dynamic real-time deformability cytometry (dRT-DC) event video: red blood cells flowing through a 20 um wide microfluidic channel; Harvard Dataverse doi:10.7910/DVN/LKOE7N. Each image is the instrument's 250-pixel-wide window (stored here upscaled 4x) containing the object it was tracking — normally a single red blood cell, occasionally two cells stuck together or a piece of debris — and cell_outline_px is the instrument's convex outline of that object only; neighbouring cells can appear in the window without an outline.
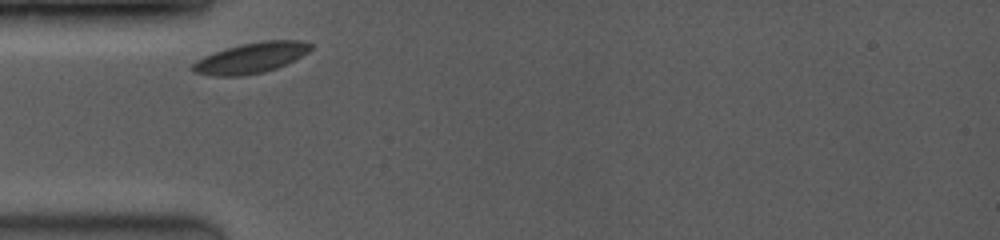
{"species": "common noctule bat (a hibernating species)", "species_latin": "Nyctalus noctula", "temperature_condition": "room temperature", "stored_images_in_passage": 13, "camera_frame_rate_fps": 3500, "um_per_image_px": 0.085, "animal": {"sex": "female", "body_mass_g": 19.0, "forearm_length_mm": 53.3}, "frame": {"image": 1, "passage_image": 1, "time_ms": 0.0, "image_size_px": [1000, 240], "cell_outline_px": [[312, 48], [308, 52], [276, 68], [264, 72], [240, 76], [216, 76], [192, 72], [192, 64], [196, 60], [204, 56], [240, 44], [264, 40], [300, 40], [312, 44]], "centroid_in_image_um": [21.32, 4.92], "position_along_channel_um": 63.7, "area_um2": 20.75}}
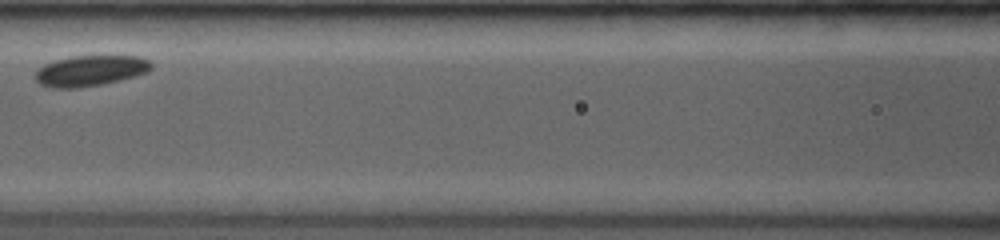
{"frame": {"image": 2, "passage_image": 6, "time_ms": 2.571, "image_size_px": [1000, 240], "cell_outline_px": [[152, 68], [148, 72], [136, 76], [120, 80], [80, 88], [52, 88], [40, 84], [36, 80], [36, 68], [44, 64], [56, 60], [72, 56], [140, 56], [148, 60], [152, 64]], "centroid_in_image_um": [7.67, 6.01], "position_along_channel_um": 158.9, "area_um2": 20.81}}
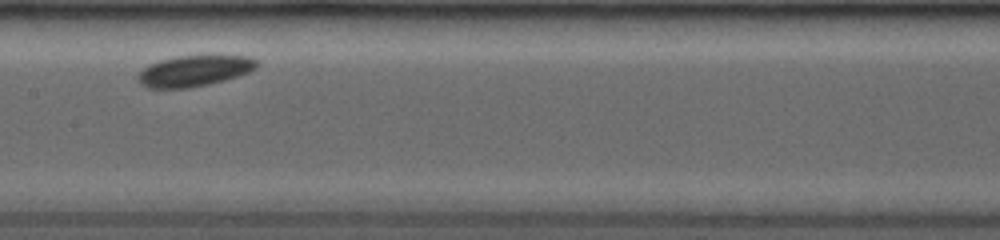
{"frame": {"image": 3, "passage_image": 8, "time_ms": 3.429, "image_size_px": [1000, 240], "cell_outline_px": [[260, 64], [256, 68], [248, 72], [224, 80], [208, 84], [188, 88], [148, 88], [140, 84], [136, 80], [136, 76], [148, 64], [160, 60], [176, 56], [248, 56], [256, 60]], "centroid_in_image_um": [16.47, 6.03], "position_along_channel_um": 190.9, "area_um2": 21.39}}